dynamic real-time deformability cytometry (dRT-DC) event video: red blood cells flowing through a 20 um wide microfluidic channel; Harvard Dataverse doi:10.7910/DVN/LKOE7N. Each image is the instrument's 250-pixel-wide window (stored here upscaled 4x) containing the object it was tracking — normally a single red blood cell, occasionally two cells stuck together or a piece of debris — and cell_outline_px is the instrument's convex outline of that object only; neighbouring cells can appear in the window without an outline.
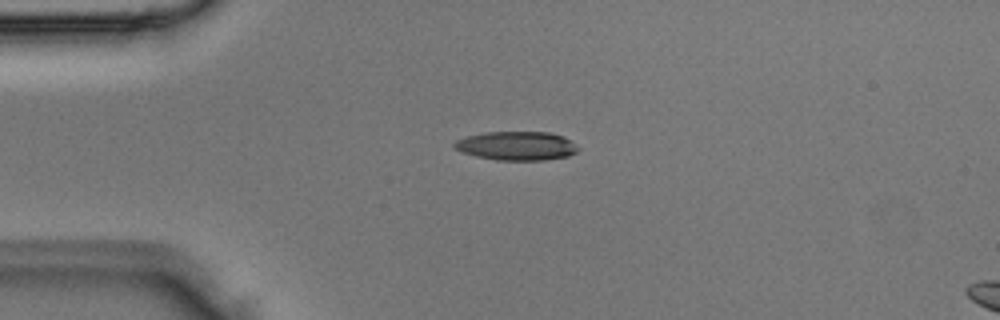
{"species": "Egyptian fruit bat (a non-hibernating species)", "species_latin": "Rousettus aegyptiacus", "temperature_condition": "room temperature", "stored_images_in_passage": 4, "segment_of_instrument_passage": [1, 2], "camera_frame_rate_fps": 3000, "um_per_image_px": 0.085, "animal": {"sex": "male"}, "frame": {"image": 1, "passage_image": 3, "time_ms": 0.667, "image_size_px": [1000, 320], "cell_outline_px": [[580, 148], [576, 152], [568, 156], [544, 160], [496, 160], [476, 156], [460, 152], [452, 144], [456, 140], [468, 136], [484, 132], [548, 132], [564, 136]], "centroid_in_image_um": [43.91, 12.4], "position_along_channel_um": 41.1, "area_um2": 20.81}}